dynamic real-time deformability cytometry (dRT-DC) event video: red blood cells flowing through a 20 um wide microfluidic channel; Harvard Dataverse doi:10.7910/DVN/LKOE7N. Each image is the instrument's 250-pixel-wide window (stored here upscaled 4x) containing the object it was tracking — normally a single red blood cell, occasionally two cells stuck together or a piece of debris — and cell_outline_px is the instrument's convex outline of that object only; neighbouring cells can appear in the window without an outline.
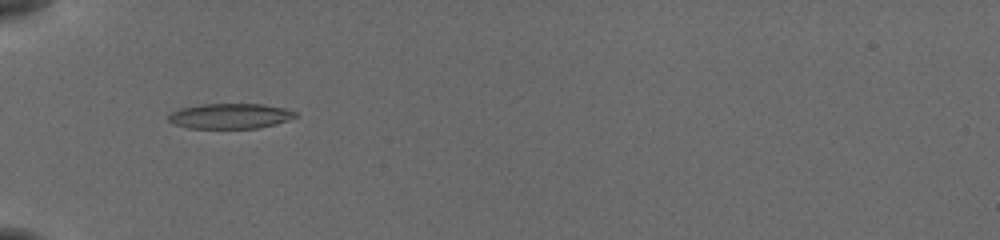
{"species": "common noctule bat (a hibernating species)", "species_latin": "Nyctalus noctula", "temperature_condition": "cold", "stored_images_in_passage": 37, "camera_frame_rate_fps": 3000, "um_per_image_px": 0.085, "animal": {"sex": "female", "body_mass_g": 19.5, "forearm_length_mm": 54.1}, "frame": {"image": 1, "passage_image": 2, "time_ms": 0.333, "image_size_px": [1000, 240], "cell_outline_px": [[300, 116], [276, 124], [260, 128], [188, 128], [172, 124], [168, 120], [168, 116], [172, 112], [180, 108], [200, 104], [264, 104], [284, 108], [296, 112]], "centroid_in_image_um": [19.57, 9.86], "position_along_channel_um": 65.4, "area_um2": 18.84}}
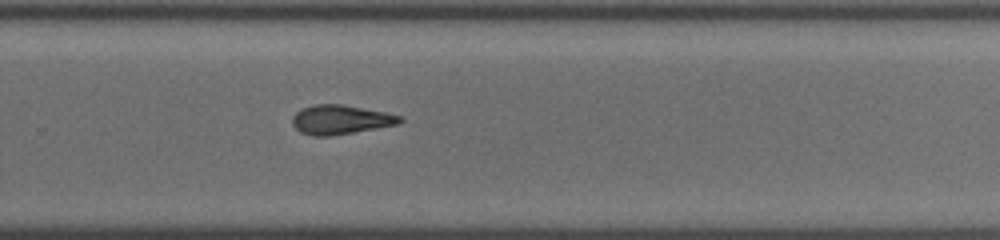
{"frame": {"image": 2, "passage_image": 21, "time_ms": 6.667, "image_size_px": [1000, 240], "cell_outline_px": [[404, 120], [400, 124], [328, 136], [312, 136], [300, 132], [292, 124], [292, 116], [300, 108], [316, 104], [344, 104], [388, 112], [400, 116]], "centroid_in_image_um": [28.95, 10.15], "position_along_channel_um": 300.9, "area_um2": 18.5}}
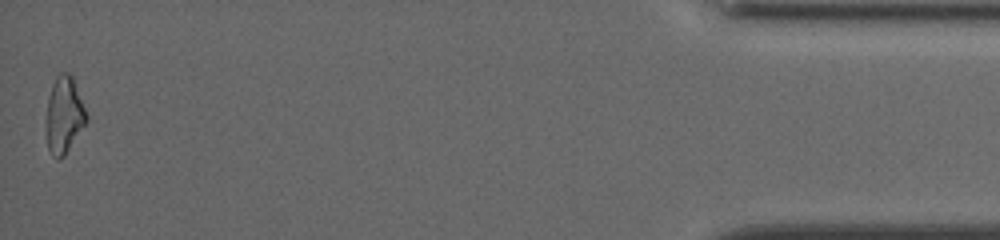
{"frame": {"image": 3, "passage_image": 37, "time_ms": 12.0, "image_size_px": [1000, 240], "cell_outline_px": [[88, 120], [64, 156], [60, 160], [56, 160], [52, 156], [48, 148], [48, 96], [52, 84], [56, 76], [60, 72], [68, 72], [72, 76], [88, 116]], "centroid_in_image_um": [5.47, 9.78], "position_along_channel_um": 429.7, "area_um2": 17.63}, "authors_computed_cell_mechanics": {"area_um2": 18.1492, "velocity_mm_per_s": 3.8394, "shape_relaxation_time_tau1_ms": null, "shape_relaxation_time_tau2_ms": 5.6698, "deformation_change_tau1": null, "deformation_change_tau2": 0.1659}}